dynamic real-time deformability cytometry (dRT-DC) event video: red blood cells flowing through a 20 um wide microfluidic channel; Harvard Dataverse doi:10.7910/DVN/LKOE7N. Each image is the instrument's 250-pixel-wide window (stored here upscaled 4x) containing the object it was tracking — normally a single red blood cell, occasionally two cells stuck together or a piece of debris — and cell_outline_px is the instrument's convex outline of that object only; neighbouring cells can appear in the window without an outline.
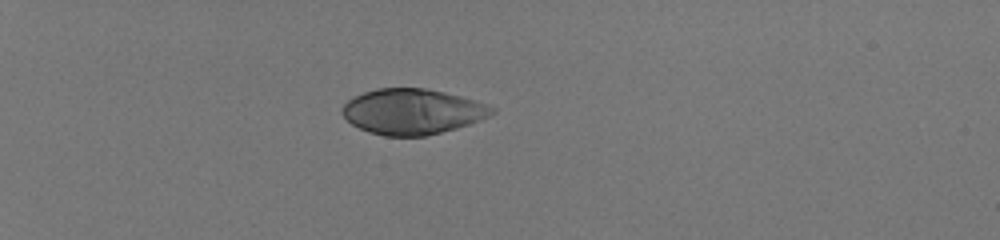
{"species": "human", "species_latin": "Homo sapiens", "temperature_condition": "room temperature", "stored_images_in_passage": 37, "camera_frame_rate_fps": 3000, "um_per_image_px": 0.085, "donor": {"sex": "male"}, "frame": {"image": 1, "passage_image": 1, "time_ms": 0.0, "image_size_px": [1000, 240], "cell_outline_px": [[496, 112], [480, 120], [456, 128], [424, 136], [384, 136], [368, 132], [352, 124], [340, 112], [344, 104], [348, 100], [364, 92], [376, 88], [424, 88], [444, 92], [476, 100], [488, 104], [496, 108]], "centroid_in_image_um": [35.06, 9.48], "position_along_channel_um": 49.9, "area_um2": 39.59}}
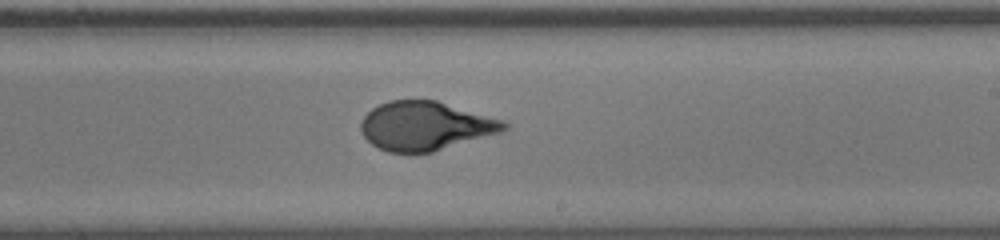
{"frame": {"image": 2, "passage_image": 21, "time_ms": 6.667, "image_size_px": [1000, 240], "cell_outline_px": [[508, 128], [500, 132], [432, 152], [388, 152], [372, 144], [364, 136], [360, 128], [360, 124], [364, 116], [372, 108], [388, 100], [436, 100], [504, 120], [508, 124]], "centroid_in_image_um": [36.15, 10.69], "position_along_channel_um": 252.9, "area_um2": 40.4}}
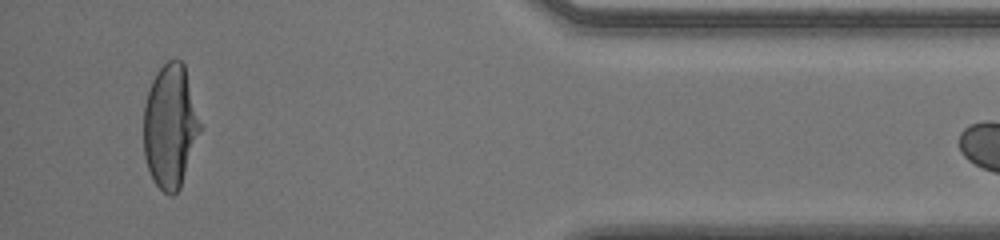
{"frame": {"image": 3, "passage_image": 36, "time_ms": 11.667, "image_size_px": [1000, 240], "cell_outline_px": [[200, 132], [180, 188], [172, 196], [164, 192], [156, 184], [148, 168], [144, 156], [144, 108], [148, 92], [152, 80], [156, 72], [168, 60], [180, 60], [184, 64], [200, 124]], "centroid_in_image_um": [14.45, 10.74], "position_along_channel_um": 420.7, "area_um2": 40.0}}